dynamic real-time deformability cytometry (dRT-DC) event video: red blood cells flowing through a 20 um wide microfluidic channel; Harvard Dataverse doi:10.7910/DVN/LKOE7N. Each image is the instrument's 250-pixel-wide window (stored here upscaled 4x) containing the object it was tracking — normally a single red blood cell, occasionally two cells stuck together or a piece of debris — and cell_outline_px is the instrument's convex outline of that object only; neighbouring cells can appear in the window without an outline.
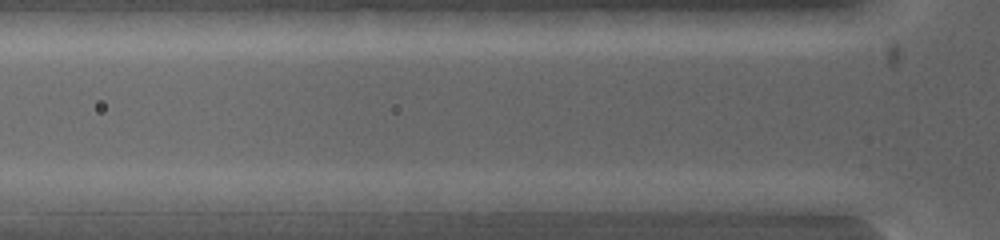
{"species": "common noctule bat (a hibernating species)", "species_latin": "Nyctalus noctula", "temperature_condition": "warm", "stored_images_in_passage": 3, "camera_frame_rate_fps": 5000, "um_per_image_px": 0.085, "animal": {"sex": "female", "body_mass_g": 19.0, "forearm_length_mm": 53.3}, "frame": {"image": 1, "passage_image": 3, "time_ms": 0.2, "image_size_px": [1000, 240], "cell_outline_px": [[620, 200], [608, 212], [524, 216], [496, 212], [496, 200], [580, 192]], "centroid_in_image_um": [47.27, 17.4], "position_along_channel_um": 78.5, "area_um2": 15.43}}